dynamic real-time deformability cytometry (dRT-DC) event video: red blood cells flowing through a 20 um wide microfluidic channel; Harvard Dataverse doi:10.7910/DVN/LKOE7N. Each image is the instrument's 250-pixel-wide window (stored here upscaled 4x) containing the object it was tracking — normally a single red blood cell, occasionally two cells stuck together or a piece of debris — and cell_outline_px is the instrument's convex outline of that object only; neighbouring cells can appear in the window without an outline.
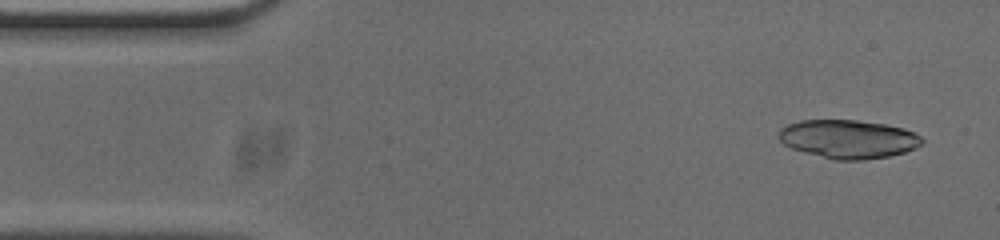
{"species": "common noctule bat (a hibernating species)", "species_latin": "Nyctalus noctula", "temperature_condition": "cold", "stored_images_in_passage": 52, "camera_frame_rate_fps": 3000, "um_per_image_px": 0.085, "animal": {"sex": "male", "body_mass_g": 20.0, "forearm_length_mm": 53.3}, "frame": {"image": 1, "passage_image": 3, "time_ms": 0.667, "image_size_px": [1000, 240], "cell_outline_px": [[924, 140], [916, 148], [904, 152], [888, 156], [864, 160], [836, 160], [804, 152], [792, 148], [784, 144], [776, 136], [776, 132], [780, 128], [788, 124], [800, 120], [856, 120], [884, 124], [904, 128], [920, 136]], "centroid_in_image_um": [72.06, 11.81], "position_along_channel_um": 12.9, "area_um2": 32.19}}